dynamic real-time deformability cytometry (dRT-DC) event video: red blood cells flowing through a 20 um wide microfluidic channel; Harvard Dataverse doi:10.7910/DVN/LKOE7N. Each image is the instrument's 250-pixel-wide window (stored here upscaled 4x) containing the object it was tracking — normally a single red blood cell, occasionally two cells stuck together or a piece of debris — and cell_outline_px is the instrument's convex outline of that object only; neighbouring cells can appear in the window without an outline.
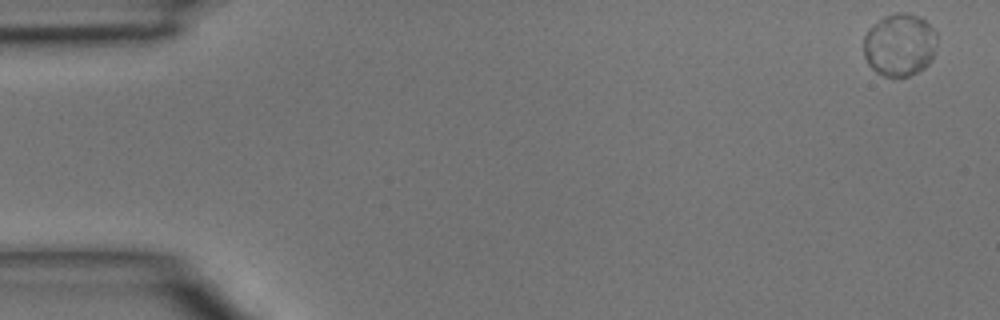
{"species": "common noctule bat (a hibernating species)", "species_latin": "Nyctalus noctula", "temperature_condition": "room temperature", "stored_images_in_passage": 46, "camera_frame_rate_fps": 3000, "um_per_image_px": 0.085, "animal": {"sex": "male", "body_mass_g": 15.6}, "frame": {"image": 1, "passage_image": 1, "time_ms": 0.0, "image_size_px": [1000, 320], "cell_outline_px": [[936, 44], [932, 60], [924, 68], [908, 76], [884, 76], [876, 72], [868, 64], [864, 56], [864, 36], [868, 28], [884, 16], [896, 12], [904, 12], [916, 16], [924, 20], [936, 32]], "centroid_in_image_um": [76.45, 3.81], "position_along_channel_um": 8.6, "area_um2": 26.76}}
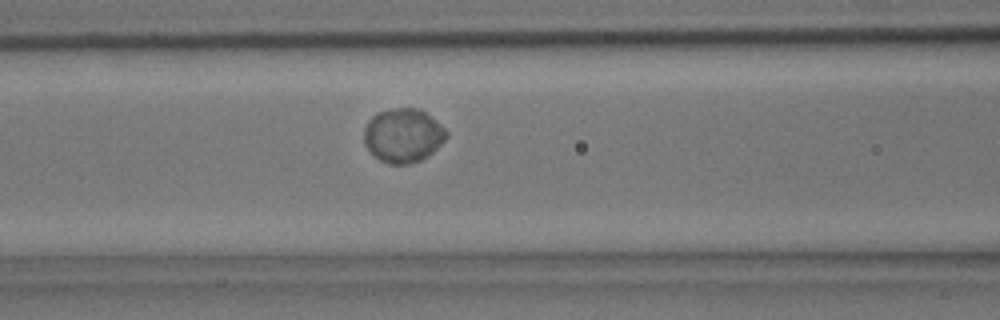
{"frame": {"image": 2, "passage_image": 19, "time_ms": 6.0, "image_size_px": [1000, 320], "cell_outline_px": [[448, 136], [428, 156], [420, 160], [408, 164], [388, 164], [380, 160], [364, 144], [364, 128], [368, 120], [372, 116], [380, 112], [396, 108], [416, 108], [424, 112], [440, 124], [448, 132]], "centroid_in_image_um": [34.25, 11.52], "position_along_channel_um": 132.3, "area_um2": 25.61}}
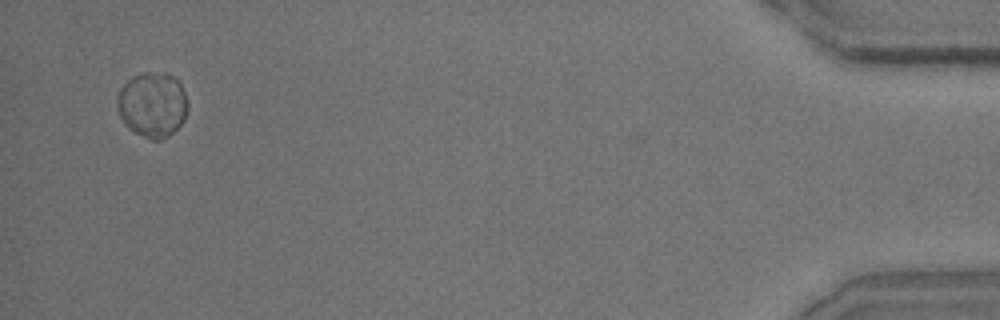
{"frame": {"image": 3, "passage_image": 45, "time_ms": 14.667, "image_size_px": [1000, 320], "cell_outline_px": [[188, 108], [184, 120], [168, 136], [156, 140], [152, 140], [136, 132], [124, 124], [120, 116], [116, 104], [116, 96], [120, 88], [132, 76], [144, 72], [164, 72], [172, 76], [180, 84], [184, 92], [188, 104]], "centroid_in_image_um": [12.94, 8.87], "position_along_channel_um": 422.3, "area_um2": 26.7}}